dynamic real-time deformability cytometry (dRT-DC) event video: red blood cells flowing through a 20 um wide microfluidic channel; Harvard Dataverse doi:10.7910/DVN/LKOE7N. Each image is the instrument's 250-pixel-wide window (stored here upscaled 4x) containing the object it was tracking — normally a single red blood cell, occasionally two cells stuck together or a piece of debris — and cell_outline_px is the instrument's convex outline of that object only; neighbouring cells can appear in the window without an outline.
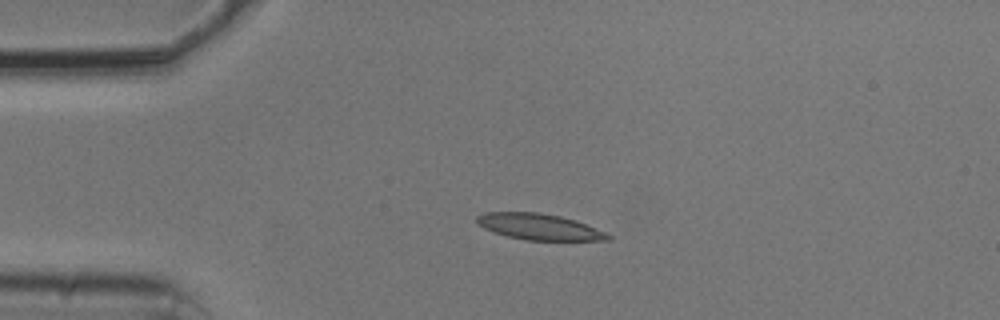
{"species": "common noctule bat (a hibernating species)", "species_latin": "Nyctalus noctula", "temperature_condition": "cold", "stored_images_in_passage": 42, "camera_frame_rate_fps": 3000, "um_per_image_px": 0.085, "animal": {"sex": "male", "body_mass_g": 20.5, "forearm_length_mm": 52.5}, "frame": {"image": 1, "passage_image": 1, "time_ms": 0.0, "image_size_px": [1000, 320], "cell_outline_px": [[612, 240], [524, 240], [508, 236], [484, 228], [476, 224], [476, 216], [484, 212], [540, 212], [560, 216], [576, 220], [604, 232], [612, 236]], "centroid_in_image_um": [45.81, 19.27], "position_along_channel_um": 39.2, "area_um2": 19.88}}
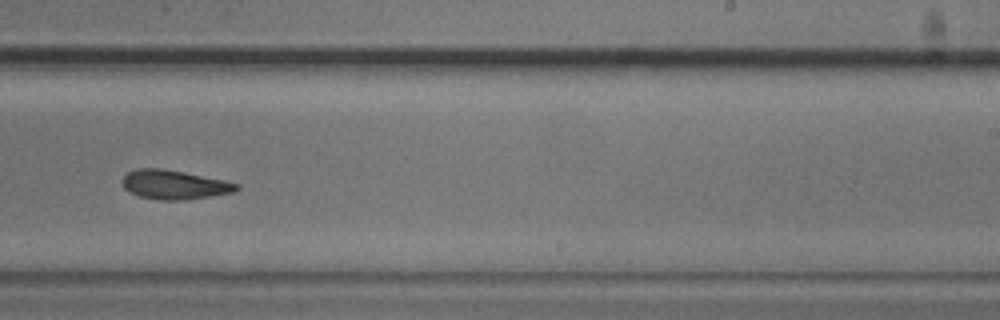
{"frame": {"image": 2, "passage_image": 22, "time_ms": 7.0, "image_size_px": [1000, 320], "cell_outline_px": [[240, 188], [232, 192], [208, 196], [180, 200], [160, 200], [140, 196], [128, 192], [124, 188], [120, 180], [128, 172], [136, 168], [160, 168], [184, 172], [224, 180], [240, 184]], "centroid_in_image_um": [14.77, 15.69], "position_along_channel_um": 274.2, "area_um2": 19.31}}
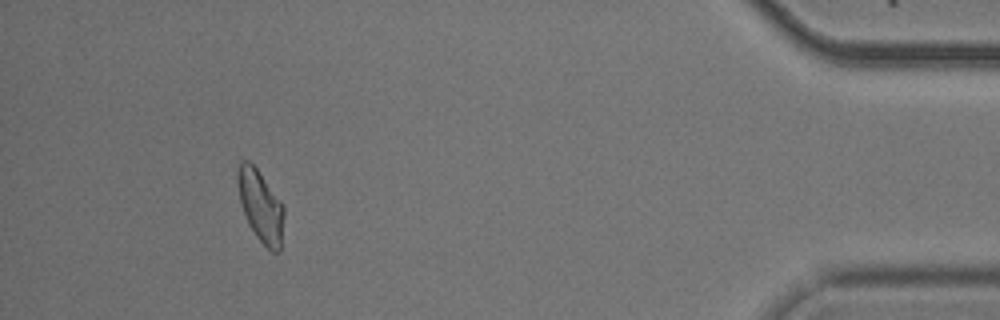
{"frame": {"image": 3, "passage_image": 38, "time_ms": 12.333, "image_size_px": [1000, 320], "cell_outline_px": [[284, 216], [280, 252], [272, 252], [256, 236], [248, 224], [240, 204], [236, 180], [236, 172], [240, 164], [244, 160], [248, 160], [256, 168], [284, 204]], "centroid_in_image_um": [22.14, 17.51], "position_along_channel_um": 413.1, "area_um2": 19.48}, "authors_computed_cell_mechanics": {"area_um2": 19.5364, "velocity_mm_per_s": 3.7689, "shape_relaxation_time_tau1_ms": 8.0999, "shape_relaxation_time_tau2_ms": null, "deformation_change_tau1": 0.178, "deformation_change_tau2": null}}